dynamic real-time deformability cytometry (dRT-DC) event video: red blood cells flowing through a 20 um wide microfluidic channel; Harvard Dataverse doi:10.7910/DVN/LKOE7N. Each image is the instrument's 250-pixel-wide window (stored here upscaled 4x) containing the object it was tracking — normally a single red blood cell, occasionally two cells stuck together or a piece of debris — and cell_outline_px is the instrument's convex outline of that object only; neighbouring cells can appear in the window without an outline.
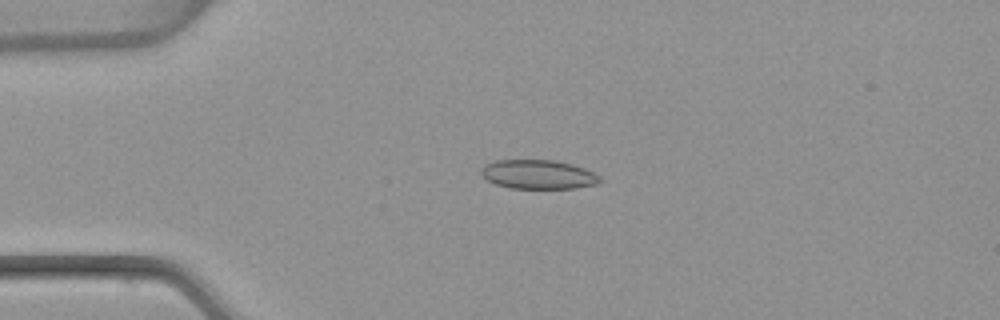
{"species": "common noctule bat (a hibernating species)", "species_latin": "Nyctalus noctula", "temperature_condition": "warm", "stored_images_in_passage": 52, "camera_frame_rate_fps": 3000, "um_per_image_px": 0.085, "animal": {"sex": "female", "body_mass_g": 22.7, "forearm_length_mm": 54.2}, "frame": {"image": 1, "passage_image": 12, "time_ms": 3.667, "image_size_px": [1000, 320], "cell_outline_px": [[604, 180], [596, 184], [576, 188], [508, 188], [496, 184], [488, 180], [480, 172], [480, 168], [484, 164], [496, 160], [556, 160], [572, 164], [584, 168], [600, 176]], "centroid_in_image_um": [45.75, 14.82], "position_along_channel_um": 39.2, "area_um2": 20.23}}
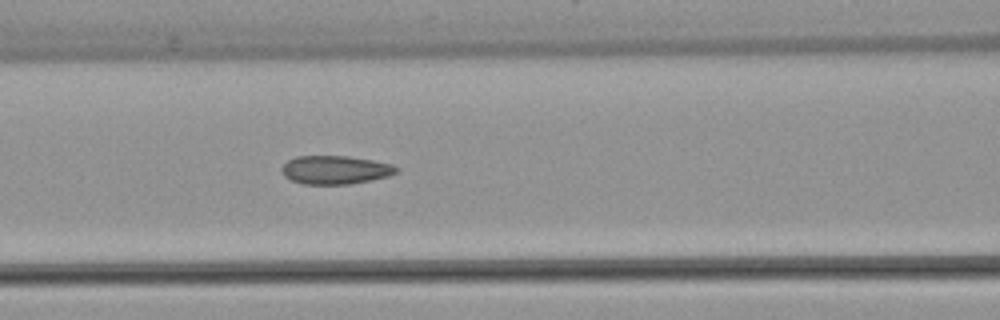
{"frame": {"image": 2, "passage_image": 22, "time_ms": 7.0, "image_size_px": [1000, 320], "cell_outline_px": [[400, 168], [396, 172], [388, 176], [348, 184], [304, 184], [292, 180], [284, 176], [280, 168], [288, 160], [296, 156], [348, 156], [372, 160], [392, 164]], "centroid_in_image_um": [28.48, 14.43], "position_along_channel_um": 138.1, "area_um2": 18.9}}
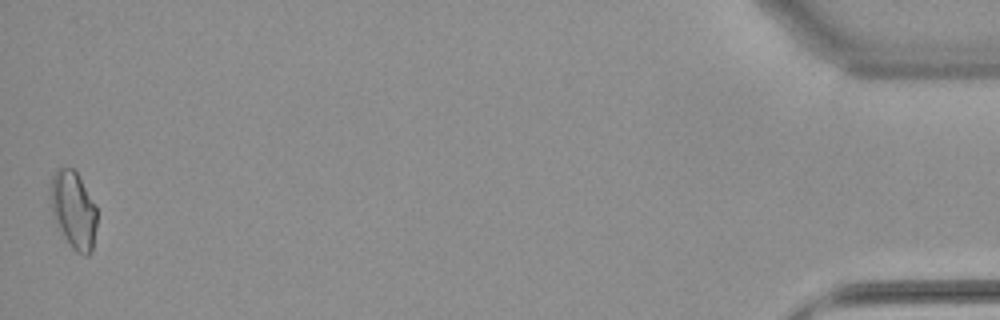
{"frame": {"image": 3, "passage_image": 52, "time_ms": 17.0, "image_size_px": [1000, 320], "cell_outline_px": [[96, 224], [92, 252], [88, 256], [84, 256], [76, 252], [72, 248], [64, 236], [52, 216], [48, 188], [52, 176], [56, 168], [72, 168], [76, 172], [96, 208]], "centroid_in_image_um": [6.2, 17.85], "position_along_channel_um": 429.0, "area_um2": 20.92}, "authors_computed_cell_mechanics": {"area_um2": 19.3341, "velocity_mm_per_s": 3.8716, "shape_relaxation_time_tau1_ms": null, "shape_relaxation_time_tau2_ms": 2.0412, "deformation_change_tau1": null, "deformation_change_tau2": 0.0838}}